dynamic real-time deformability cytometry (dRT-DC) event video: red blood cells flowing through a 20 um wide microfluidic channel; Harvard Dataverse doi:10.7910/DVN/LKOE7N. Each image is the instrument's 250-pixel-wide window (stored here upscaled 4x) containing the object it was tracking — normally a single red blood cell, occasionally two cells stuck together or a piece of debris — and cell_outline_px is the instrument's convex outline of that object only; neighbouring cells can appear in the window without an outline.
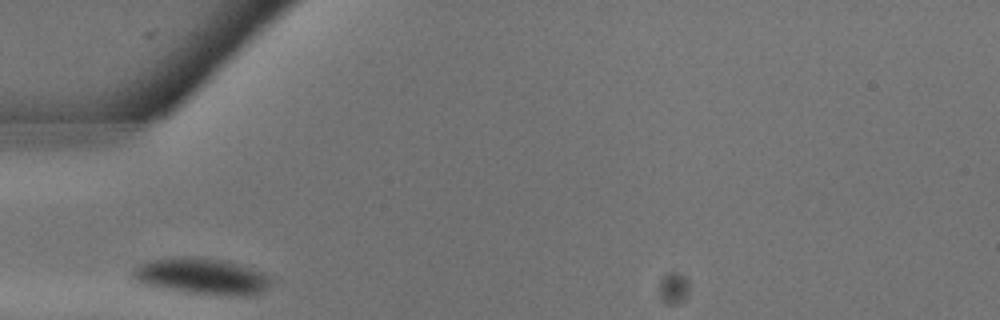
{"species": "common noctule bat (a hibernating species)", "species_latin": "Nyctalus noctula", "temperature_condition": "warm", "stored_images_in_passage": 4, "camera_frame_rate_fps": 3000, "um_per_image_px": 0.085, "animal": {"sex": "male", "body_mass_g": 13.3}, "frame": {"image": 1, "passage_image": 1, "time_ms": 0.0, "image_size_px": [1000, 320], "cell_outline_px": [[268, 284], [260, 292], [236, 296], [188, 292], [148, 284], [136, 280], [132, 276], [132, 272], [140, 264], [152, 260], [188, 256], [224, 260], [260, 272], [268, 276]], "centroid_in_image_um": [17.11, 23.47], "position_along_channel_um": 67.9, "area_um2": 27.86}}
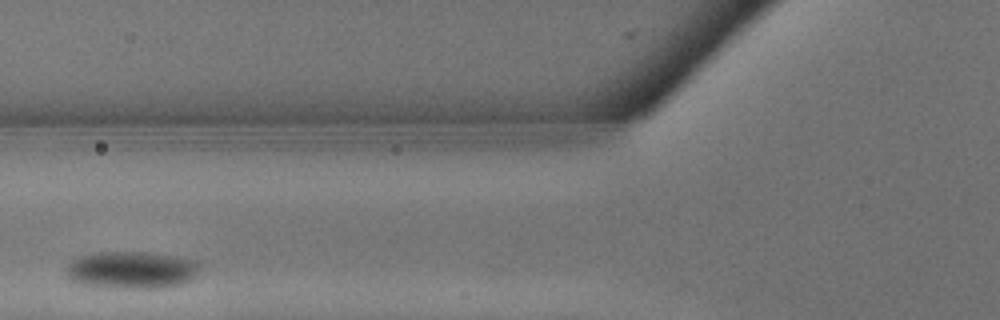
{"frame": {"image": 2, "passage_image": 3, "time_ms": 0.667, "image_size_px": [1000, 320], "cell_outline_px": [[200, 268], [196, 276], [192, 280], [180, 284], [148, 288], [132, 288], [80, 284], [72, 280], [68, 276], [68, 264], [72, 260], [80, 256], [96, 252], [152, 252], [176, 256], [196, 260], [200, 264]], "centroid_in_image_um": [11.24, 22.92], "position_along_channel_um": 114.6, "area_um2": 28.84}}